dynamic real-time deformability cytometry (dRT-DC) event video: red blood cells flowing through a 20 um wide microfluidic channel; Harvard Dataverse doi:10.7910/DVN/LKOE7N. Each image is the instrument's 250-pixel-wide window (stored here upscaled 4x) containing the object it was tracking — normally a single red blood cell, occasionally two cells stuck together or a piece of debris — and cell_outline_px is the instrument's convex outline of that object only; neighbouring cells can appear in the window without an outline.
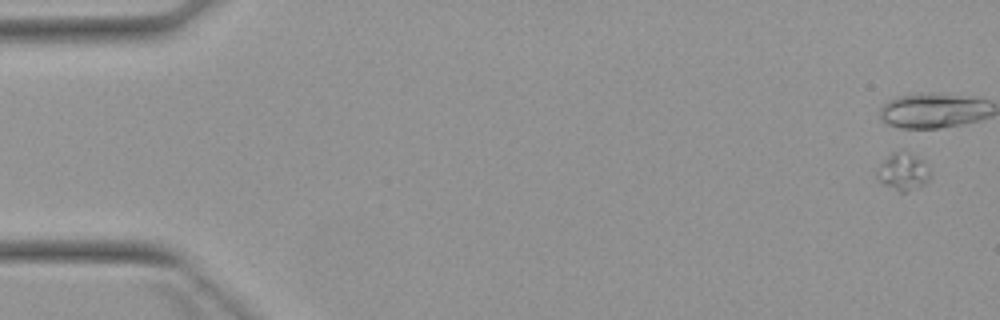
{"species": "Egyptian fruit bat (a non-hibernating species)", "species_latin": "Rousettus aegyptiacus", "temperature_condition": "warm", "stored_images_in_passage": 8, "camera_frame_rate_fps": 3000, "um_per_image_px": 0.085, "animal": {"sex": "female"}, "frame": {"image": 1, "passage_image": 1, "time_ms": 0.0, "image_size_px": [1000, 320], "cell_outline_px": [[932, 176], [924, 184], [904, 192], [900, 192], [884, 184], [876, 176], [876, 172], [884, 160], [892, 152], [900, 148], [924, 160], [932, 172]], "centroid_in_image_um": [76.81, 14.55], "position_along_channel_um": 8.2, "area_um2": 11.68}}
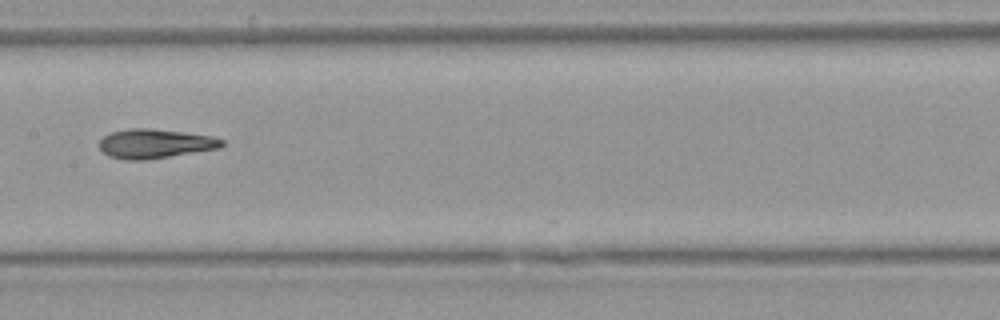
{"frame": {"image": 2, "passage_image": 8, "time_ms": 8.667, "image_size_px": [1000, 320], "cell_outline_px": [[224, 144], [220, 148], [148, 160], [124, 160], [108, 156], [100, 148], [100, 140], [104, 136], [112, 132], [128, 128], [152, 128], [212, 136], [224, 140]], "centroid_in_image_um": [13.18, 12.21], "position_along_channel_um": 194.2, "area_um2": 20.98}}